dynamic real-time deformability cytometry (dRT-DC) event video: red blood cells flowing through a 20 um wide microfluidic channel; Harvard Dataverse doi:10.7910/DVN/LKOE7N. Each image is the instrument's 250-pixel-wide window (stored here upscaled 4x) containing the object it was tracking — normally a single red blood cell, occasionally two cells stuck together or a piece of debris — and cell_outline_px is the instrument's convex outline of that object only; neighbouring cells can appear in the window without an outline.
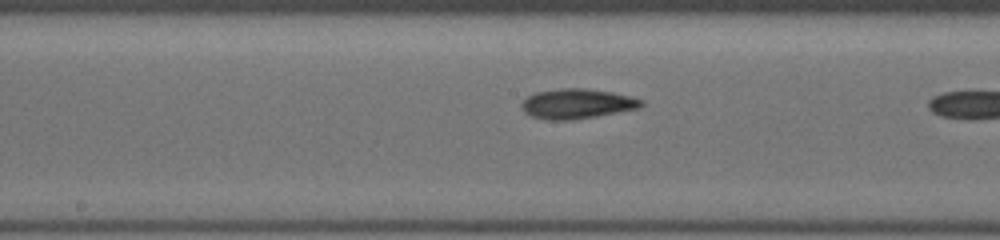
{"species": "common noctule bat (a hibernating species)", "species_latin": "Nyctalus noctula", "temperature_condition": "cold", "stored_images_in_passage": 16, "camera_frame_rate_fps": 3000, "um_per_image_px": 0.085, "animal": {"sex": "female", "body_mass_g": 19.5, "forearm_length_mm": 54.1}, "frame": {"image": 1, "passage_image": 14, "time_ms": 5.0, "image_size_px": [1000, 240], "cell_outline_px": [[644, 104], [640, 108], [596, 116], [572, 120], [548, 120], [532, 116], [524, 112], [520, 108], [520, 104], [528, 96], [536, 92], [560, 88], [584, 88], [612, 92], [632, 96], [644, 100]], "centroid_in_image_um": [49.06, 8.81], "position_along_channel_um": 199.1, "area_um2": 20.98}}